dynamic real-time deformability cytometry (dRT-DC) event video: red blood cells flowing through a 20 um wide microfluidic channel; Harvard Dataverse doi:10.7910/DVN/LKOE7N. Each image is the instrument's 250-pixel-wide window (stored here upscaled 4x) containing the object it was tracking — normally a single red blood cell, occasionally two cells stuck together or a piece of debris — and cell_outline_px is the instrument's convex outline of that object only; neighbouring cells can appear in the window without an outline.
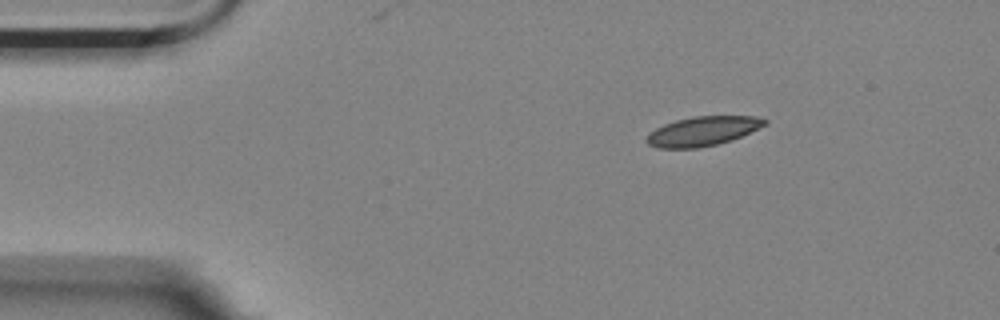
{"species": "Egyptian fruit bat (a non-hibernating species)", "species_latin": "Rousettus aegyptiacus", "temperature_condition": "room temperature", "stored_images_in_passage": 50, "camera_frame_rate_fps": 3000, "um_per_image_px": 0.085, "animal": {"sex": "female"}, "frame": {"image": 1, "passage_image": 1, "time_ms": 0.0, "image_size_px": [1000, 320], "cell_outline_px": [[768, 124], [732, 140], [716, 144], [696, 148], [660, 148], [648, 144], [644, 140], [656, 128], [664, 124], [676, 120], [692, 116], [756, 116], [768, 120]], "centroid_in_image_um": [59.76, 11.14], "position_along_channel_um": 25.2, "area_um2": 20.11}}
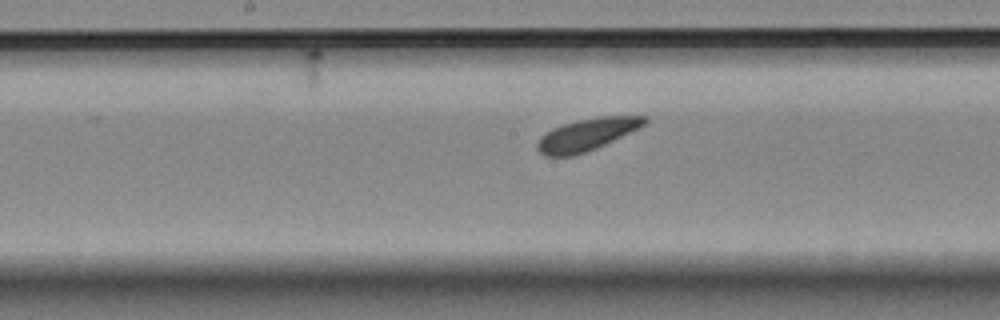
{"frame": {"image": 2, "passage_image": 22, "time_ms": 7.0, "image_size_px": [1000, 320], "cell_outline_px": [[648, 120], [644, 124], [596, 148], [572, 156], [544, 156], [536, 148], [536, 144], [540, 136], [552, 128], [576, 120], [596, 116], [648, 116]], "centroid_in_image_um": [49.81, 11.43], "position_along_channel_um": 198.4, "area_um2": 19.77}}
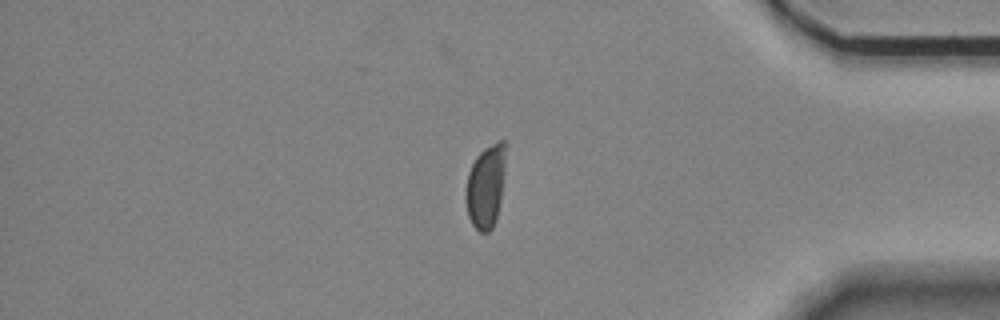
{"frame": {"image": 3, "passage_image": 42, "time_ms": 13.667, "image_size_px": [1000, 320], "cell_outline_px": [[508, 144], [500, 200], [496, 220], [492, 228], [488, 232], [480, 232], [472, 224], [468, 216], [464, 196], [464, 192], [468, 172], [476, 156], [484, 148], [500, 140], [508, 140]], "centroid_in_image_um": [41.29, 15.78], "position_along_channel_um": 393.9, "area_um2": 19.77}, "authors_computed_cell_mechanics": {"area_um2": 19.8832, "velocity_mm_per_s": 3.3494, "shape_relaxation_time_tau1_ms": null, "shape_relaxation_time_tau2_ms": 2.0885, "deformation_change_tau1": null, "deformation_change_tau2": 0.0885}}